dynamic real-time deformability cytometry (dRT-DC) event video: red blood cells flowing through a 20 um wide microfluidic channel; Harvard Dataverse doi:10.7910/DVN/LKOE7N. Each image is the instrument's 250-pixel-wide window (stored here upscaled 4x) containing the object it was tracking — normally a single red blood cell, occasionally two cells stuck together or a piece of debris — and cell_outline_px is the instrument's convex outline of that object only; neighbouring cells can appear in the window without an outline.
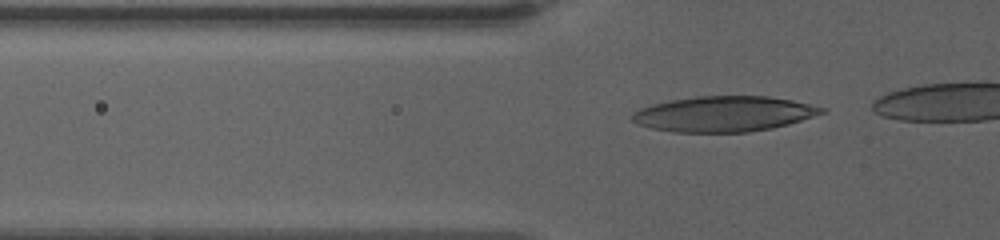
{"species": "human", "species_latin": "Homo sapiens", "temperature_condition": "warm", "stored_images_in_passage": 12, "camera_frame_rate_fps": 3000, "um_per_image_px": 0.085, "donor": {"sex": "female"}, "frame": {"image": 1, "passage_image": 4, "time_ms": 1.0, "image_size_px": [1000, 240], "cell_outline_px": [[828, 108], [824, 112], [788, 124], [772, 128], [748, 132], [672, 132], [652, 128], [636, 124], [632, 120], [632, 116], [640, 108], [652, 104], [672, 100], [696, 96], [768, 96], [792, 100]], "centroid_in_image_um": [61.53, 9.68], "position_along_channel_um": 64.3, "area_um2": 38.96}}
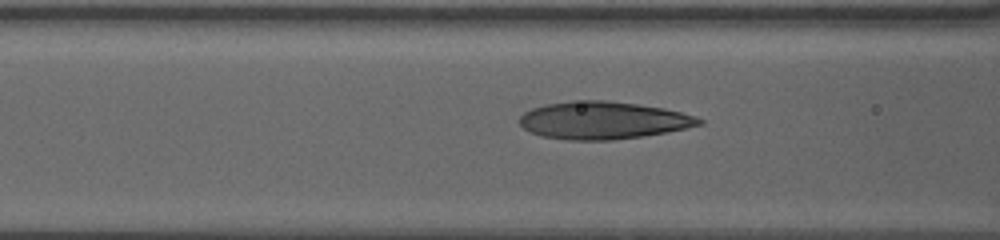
{"frame": {"image": 2, "passage_image": 9, "time_ms": 2.667, "image_size_px": [1000, 240], "cell_outline_px": [[704, 124], [664, 132], [640, 136], [612, 140], [568, 140], [544, 136], [532, 132], [524, 128], [520, 124], [520, 116], [524, 112], [532, 108], [544, 104], [572, 100], [604, 100], [636, 104], [664, 108], [680, 112], [704, 120]], "centroid_in_image_um": [51.22, 10.22], "position_along_channel_um": 115.4, "area_um2": 38.9}}